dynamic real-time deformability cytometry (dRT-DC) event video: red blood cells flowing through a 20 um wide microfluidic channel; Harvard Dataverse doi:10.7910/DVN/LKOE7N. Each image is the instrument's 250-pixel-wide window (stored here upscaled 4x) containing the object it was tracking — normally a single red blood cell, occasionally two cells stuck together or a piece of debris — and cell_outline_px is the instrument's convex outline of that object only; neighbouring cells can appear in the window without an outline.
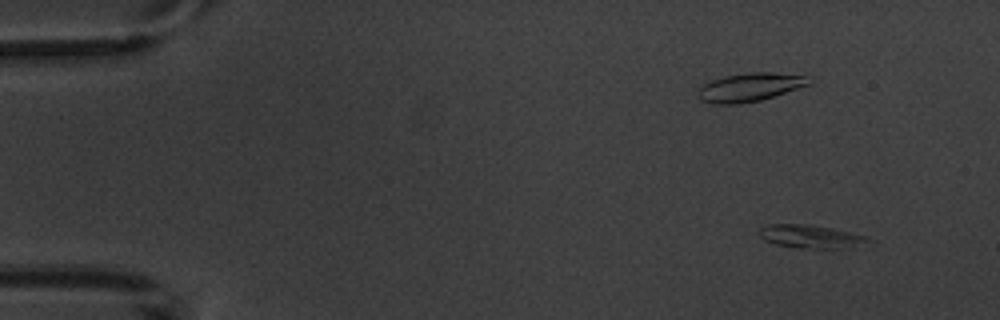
{"species": "common noctule bat (a hibernating species)", "species_latin": "Nyctalus noctula", "temperature_condition": "warm", "stored_images_in_passage": 8, "camera_frame_rate_fps": 3000, "um_per_image_px": 0.085, "animal": {"sex": "male", "body_mass_g": 20.1, "forearm_length_mm": 53.5}, "frame": {"image": 1, "passage_image": 1, "time_ms": 0.0, "image_size_px": [1000, 320], "cell_outline_px": [[876, 240], [848, 248], [800, 248], [776, 244], [764, 240], [760, 236], [760, 228], [768, 224], [808, 224], [832, 228], [864, 236]], "centroid_in_image_um": [68.92, 20.1], "position_along_channel_um": 16.1, "area_um2": 14.62}}
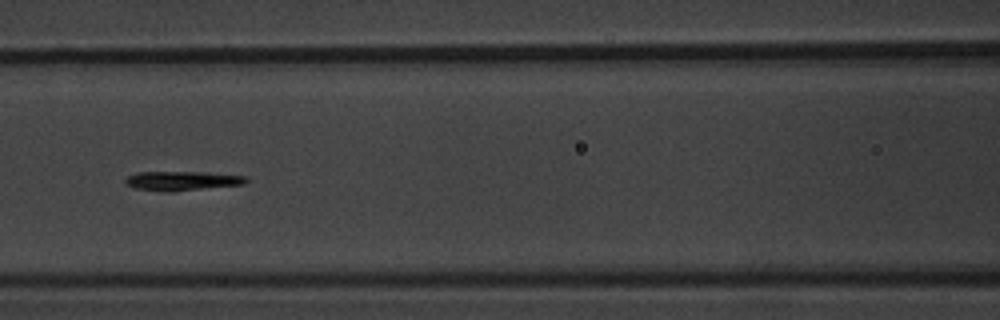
{"frame": {"image": 2, "passage_image": 7, "time_ms": 6.667, "image_size_px": [1000, 320], "cell_outline_px": [[248, 180], [244, 184], [168, 192], [136, 188], [124, 184], [124, 180], [128, 176], [136, 172], [204, 172], [248, 176]], "centroid_in_image_um": [15.47, 15.36], "position_along_channel_um": 151.1, "area_um2": 13.53}}
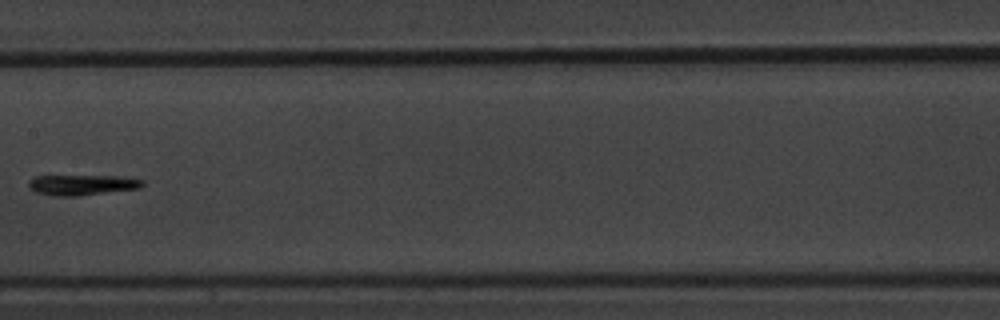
{"frame": {"image": 3, "passage_image": 8, "time_ms": 8.0, "image_size_px": [1000, 320], "cell_outline_px": [[144, 184], [140, 188], [80, 196], [52, 196], [36, 192], [28, 188], [28, 180], [32, 176], [116, 176], [144, 180]], "centroid_in_image_um": [6.92, 15.72], "position_along_channel_um": 200.5, "area_um2": 13.7}}